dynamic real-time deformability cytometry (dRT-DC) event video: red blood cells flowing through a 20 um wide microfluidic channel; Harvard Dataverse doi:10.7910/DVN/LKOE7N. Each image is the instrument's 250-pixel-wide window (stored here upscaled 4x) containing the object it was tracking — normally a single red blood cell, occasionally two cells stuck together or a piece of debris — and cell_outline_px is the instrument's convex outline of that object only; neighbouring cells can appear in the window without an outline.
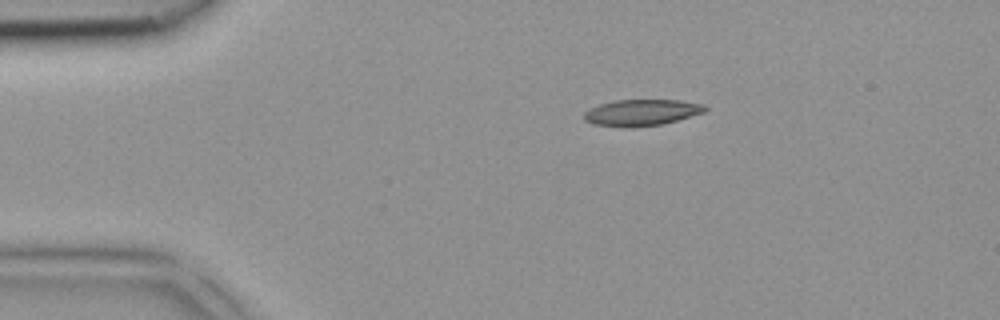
{"species": "common noctule bat (a hibernating species)", "species_latin": "Nyctalus noctula", "temperature_condition": "room temperature", "stored_images_in_passage": 2, "camera_frame_rate_fps": 3000, "um_per_image_px": 0.085, "animal": {"sex": "female", "body_mass_g": 18.4}, "frame": {"image": 1, "passage_image": 1, "time_ms": 0.0, "image_size_px": [1000, 320], "cell_outline_px": [[708, 108], [704, 112], [676, 120], [660, 124], [628, 128], [592, 124], [584, 120], [584, 112], [600, 104], [616, 100], [680, 100], [704, 104]], "centroid_in_image_um": [54.52, 9.57], "position_along_channel_um": 30.5, "area_um2": 18.44}}
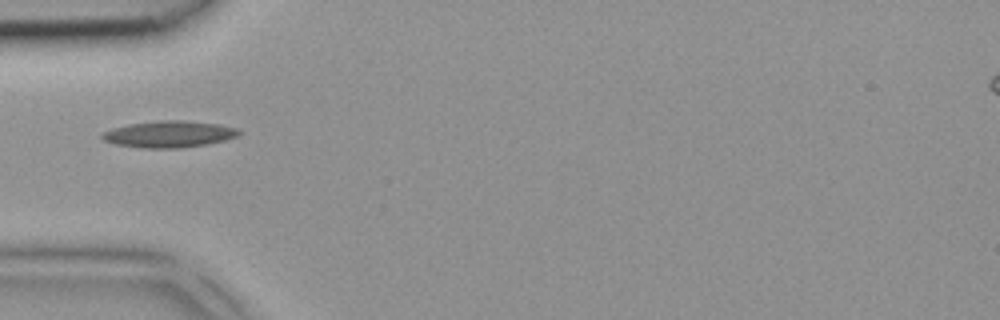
{"frame": {"image": 2, "passage_image": 2, "time_ms": 0.333, "image_size_px": [1000, 320], "cell_outline_px": [[244, 132], [236, 136], [224, 140], [208, 144], [180, 148], [140, 148], [116, 144], [104, 140], [100, 136], [104, 132], [112, 128], [128, 124], [160, 120], [180, 120], [220, 124], [236, 128]], "centroid_in_image_um": [14.38, 11.4], "position_along_channel_um": 70.6, "area_um2": 21.21}}